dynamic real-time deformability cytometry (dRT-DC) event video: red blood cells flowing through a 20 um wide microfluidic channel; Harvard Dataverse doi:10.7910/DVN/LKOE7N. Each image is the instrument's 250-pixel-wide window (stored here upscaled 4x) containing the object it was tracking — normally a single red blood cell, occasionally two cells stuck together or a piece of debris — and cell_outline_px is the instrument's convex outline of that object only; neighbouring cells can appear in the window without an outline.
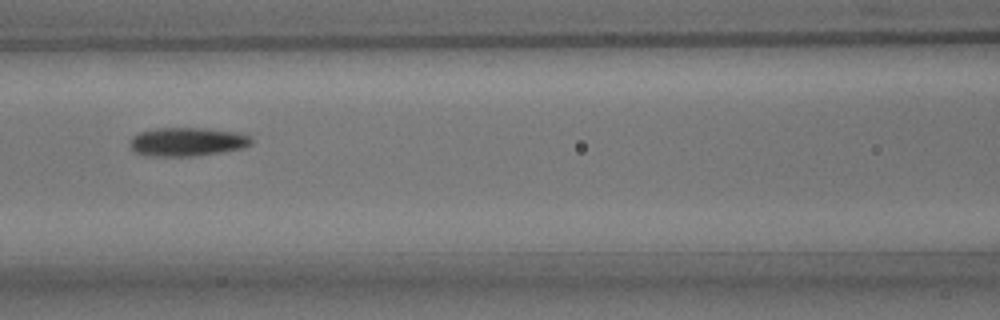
{"species": "common noctule bat (a hibernating species)", "species_latin": "Nyctalus noctula", "temperature_condition": "room temperature", "stored_images_in_passage": 7, "camera_frame_rate_fps": 3000, "um_per_image_px": 0.085, "animal": {"sex": "male", "body_mass_g": 15.6}, "frame": {"image": 1, "passage_image": 3, "time_ms": 2.333, "image_size_px": [1000, 320], "cell_outline_px": [[252, 144], [240, 148], [220, 152], [192, 156], [144, 156], [136, 152], [128, 144], [132, 136], [140, 132], [156, 128], [208, 128], [240, 132], [252, 136]], "centroid_in_image_um": [15.91, 12.04], "position_along_channel_um": 150.7, "area_um2": 20.46}}
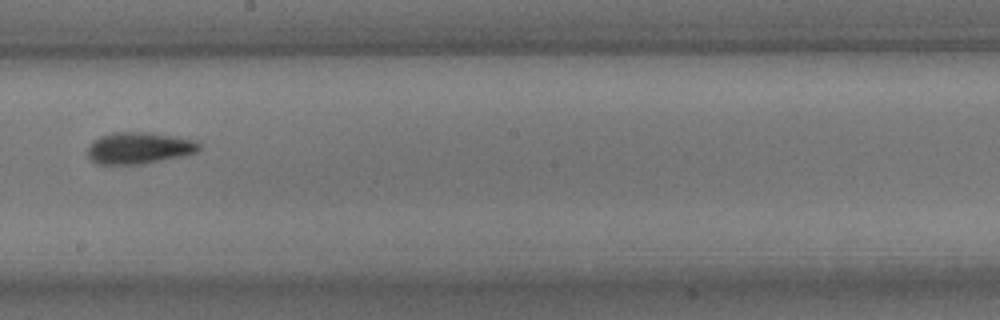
{"frame": {"image": 2, "passage_image": 5, "time_ms": 4.667, "image_size_px": [1000, 320], "cell_outline_px": [[200, 148], [196, 152], [180, 156], [144, 164], [96, 164], [88, 156], [88, 148], [92, 140], [100, 136], [112, 132], [152, 132], [176, 136], [196, 140], [200, 144]], "centroid_in_image_um": [11.81, 12.57], "position_along_channel_um": 236.4, "area_um2": 20.69}}
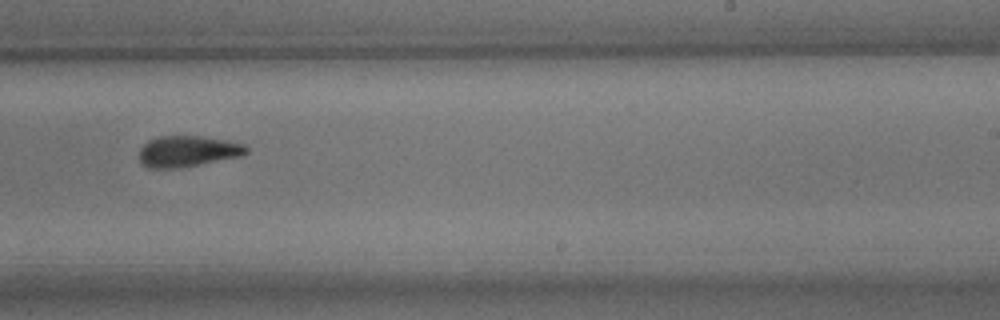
{"frame": {"image": 3, "passage_image": 6, "time_ms": 5.667, "image_size_px": [1000, 320], "cell_outline_px": [[248, 152], [244, 156], [180, 168], [148, 168], [140, 164], [136, 156], [140, 148], [148, 140], [160, 136], [204, 136], [244, 144], [248, 148]], "centroid_in_image_um": [15.91, 12.87], "position_along_channel_um": 273.1, "area_um2": 19.83}}